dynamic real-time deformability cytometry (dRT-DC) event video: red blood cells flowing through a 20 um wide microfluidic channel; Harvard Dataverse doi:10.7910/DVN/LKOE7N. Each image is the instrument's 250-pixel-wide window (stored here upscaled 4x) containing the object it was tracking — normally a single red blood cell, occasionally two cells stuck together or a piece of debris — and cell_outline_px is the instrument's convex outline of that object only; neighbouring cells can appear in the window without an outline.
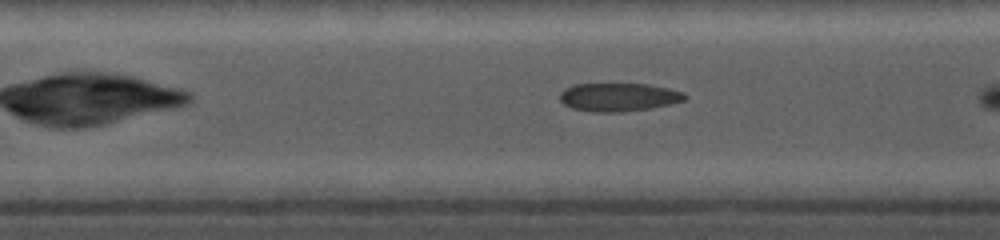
{"species": "common noctule bat (a hibernating species)", "species_latin": "Nyctalus noctula", "temperature_condition": "cold", "stored_images_in_passage": 15, "camera_frame_rate_fps": 5000, "um_per_image_px": 0.085, "animal": {"sex": "female", "body_mass_g": 19.0, "forearm_length_mm": 56.7}, "frame": {"image": 1, "passage_image": 7, "time_ms": 1.2, "image_size_px": [1000, 240], "cell_outline_px": [[688, 96], [684, 100], [652, 108], [620, 112], [592, 112], [572, 108], [564, 104], [560, 100], [560, 92], [564, 88], [572, 84], [648, 84], [668, 88], [684, 92]], "centroid_in_image_um": [52.56, 8.25], "position_along_channel_um": 154.8, "area_um2": 20.69}}